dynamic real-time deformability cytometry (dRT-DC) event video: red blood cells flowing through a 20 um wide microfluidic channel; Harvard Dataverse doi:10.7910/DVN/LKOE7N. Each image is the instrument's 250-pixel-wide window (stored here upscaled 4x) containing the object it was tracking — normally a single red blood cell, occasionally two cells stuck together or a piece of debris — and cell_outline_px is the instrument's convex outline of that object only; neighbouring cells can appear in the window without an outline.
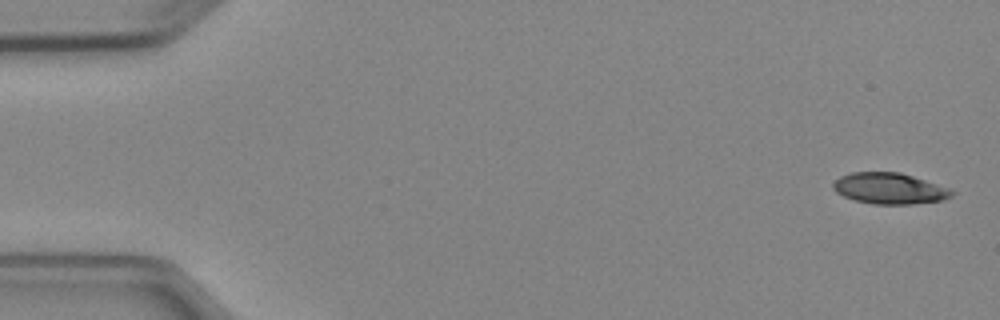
{"species": "Egyptian fruit bat (a non-hibernating species)", "species_latin": "Rousettus aegyptiacus", "temperature_condition": "cold", "stored_images_in_passage": 7, "camera_frame_rate_fps": 3000, "um_per_image_px": 0.085, "animal": {"sex": "female"}, "frame": {"image": 1, "passage_image": 1, "time_ms": 0.0, "image_size_px": [1000, 320], "cell_outline_px": [[956, 192], [952, 196], [944, 200], [912, 204], [872, 204], [856, 200], [844, 196], [836, 192], [832, 188], [832, 184], [840, 176], [852, 172], [900, 172], [952, 188]], "centroid_in_image_um": [75.65, 16.02], "position_along_channel_um": 9.3, "area_um2": 21.68}}
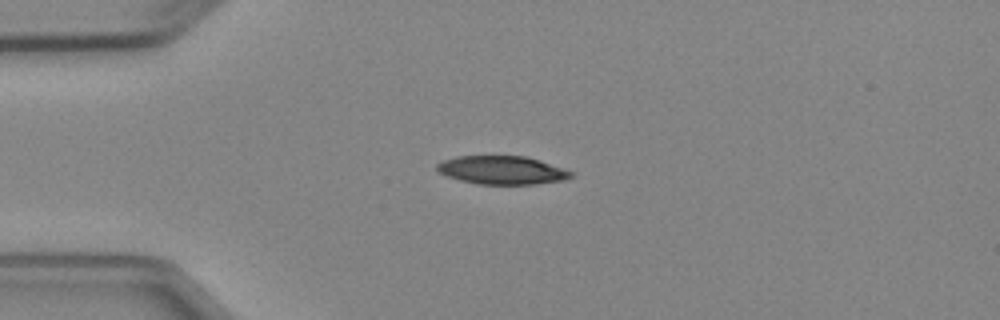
{"frame": {"image": 2, "passage_image": 4, "time_ms": 3.667, "image_size_px": [1000, 320], "cell_outline_px": [[576, 172], [572, 176], [564, 180], [536, 184], [480, 184], [460, 180], [448, 176], [440, 172], [436, 168], [436, 164], [444, 160], [456, 156], [528, 156]], "centroid_in_image_um": [42.72, 14.45], "position_along_channel_um": 42.3, "area_um2": 22.2}}